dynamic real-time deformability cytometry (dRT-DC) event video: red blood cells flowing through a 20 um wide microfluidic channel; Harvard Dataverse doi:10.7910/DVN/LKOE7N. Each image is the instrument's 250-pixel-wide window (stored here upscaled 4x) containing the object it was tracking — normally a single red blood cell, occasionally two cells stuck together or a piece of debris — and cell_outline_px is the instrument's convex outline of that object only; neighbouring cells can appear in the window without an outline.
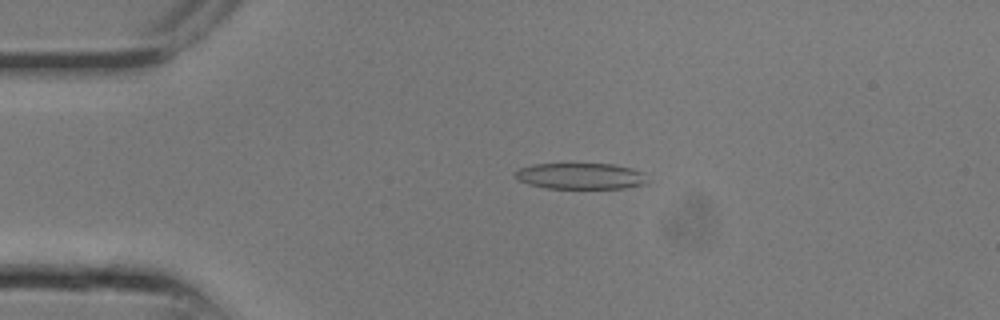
{"species": "common noctule bat (a hibernating species)", "species_latin": "Nyctalus noctula", "temperature_condition": "room temperature", "stored_images_in_passage": 4, "camera_frame_rate_fps": 3000, "um_per_image_px": 0.085, "animal": {"sex": "male", "body_mass_g": 13.3}, "frame": {"image": 1, "passage_image": 2, "time_ms": 0.333, "image_size_px": [1000, 320], "cell_outline_px": [[648, 184], [628, 188], [544, 188], [528, 184], [520, 180], [512, 172], [520, 168], [532, 164], [612, 164], [632, 168], [644, 172]], "centroid_in_image_um": [49.38, 14.97], "position_along_channel_um": 35.6, "area_um2": 20.29}}